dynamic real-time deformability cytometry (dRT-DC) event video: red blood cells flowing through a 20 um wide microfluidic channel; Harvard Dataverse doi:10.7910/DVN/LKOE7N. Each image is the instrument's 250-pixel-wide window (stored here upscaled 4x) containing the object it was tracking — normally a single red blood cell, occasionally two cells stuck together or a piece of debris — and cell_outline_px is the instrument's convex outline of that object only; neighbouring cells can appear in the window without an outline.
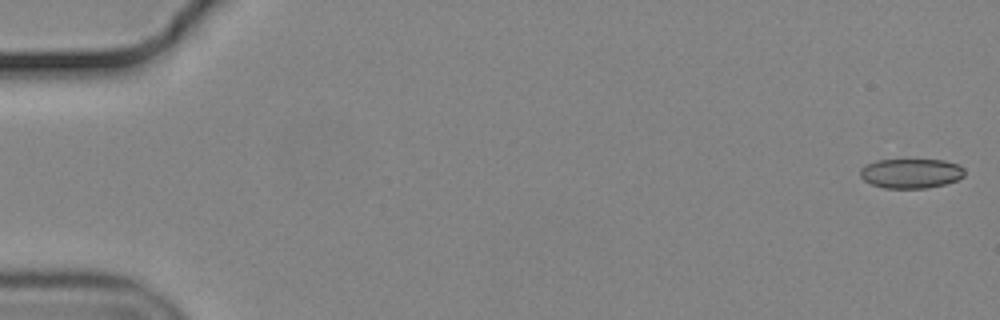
{"species": "common noctule bat (a hibernating species)", "species_latin": "Nyctalus noctula", "temperature_condition": "cold", "stored_images_in_passage": 56, "camera_frame_rate_fps": 3000, "um_per_image_px": 0.085, "animal": {"sex": "male", "body_mass_g": 19.2, "forearm_length_mm": 51.8}, "frame": {"image": 1, "passage_image": 1, "time_ms": 0.0, "image_size_px": [1000, 320], "cell_outline_px": [[964, 176], [956, 180], [944, 184], [924, 188], [884, 188], [872, 184], [864, 180], [860, 176], [860, 168], [864, 164], [876, 160], [944, 160], [960, 164], [964, 168]], "centroid_in_image_um": [77.42, 14.72], "position_along_channel_um": 7.6, "area_um2": 18.09}}
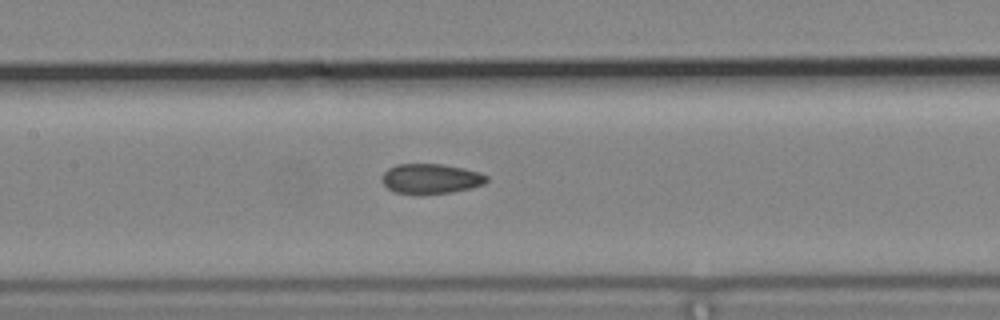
{"frame": {"image": 2, "passage_image": 27, "time_ms": 8.667, "image_size_px": [1000, 320], "cell_outline_px": [[488, 180], [484, 184], [472, 188], [452, 192], [392, 192], [380, 180], [380, 176], [388, 168], [396, 164], [440, 164], [464, 168], [480, 172], [488, 176]], "centroid_in_image_um": [36.62, 15.16], "position_along_channel_um": 170.8, "area_um2": 18.03}}
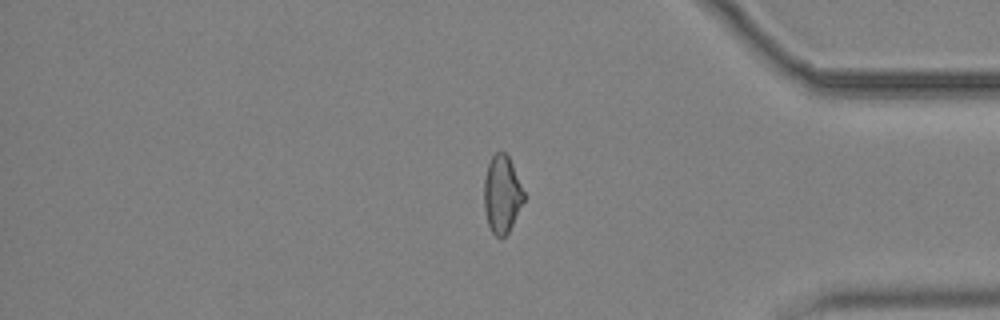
{"frame": {"image": 3, "passage_image": 47, "time_ms": 15.333, "image_size_px": [1000, 320], "cell_outline_px": [[524, 200], [508, 232], [500, 240], [492, 232], [488, 224], [484, 208], [484, 180], [488, 164], [492, 156], [496, 152], [504, 152], [508, 156], [512, 164], [524, 192]], "centroid_in_image_um": [42.65, 16.52], "position_along_channel_um": 392.6, "area_um2": 17.74}, "authors_computed_cell_mechanics": {"area_um2": 18.7272, "velocity_mm_per_s": 3.671, "shape_relaxation_time_tau1_ms": null, "shape_relaxation_time_tau2_ms": 2.6494, "deformation_change_tau1": null, "deformation_change_tau2": 0.071}}